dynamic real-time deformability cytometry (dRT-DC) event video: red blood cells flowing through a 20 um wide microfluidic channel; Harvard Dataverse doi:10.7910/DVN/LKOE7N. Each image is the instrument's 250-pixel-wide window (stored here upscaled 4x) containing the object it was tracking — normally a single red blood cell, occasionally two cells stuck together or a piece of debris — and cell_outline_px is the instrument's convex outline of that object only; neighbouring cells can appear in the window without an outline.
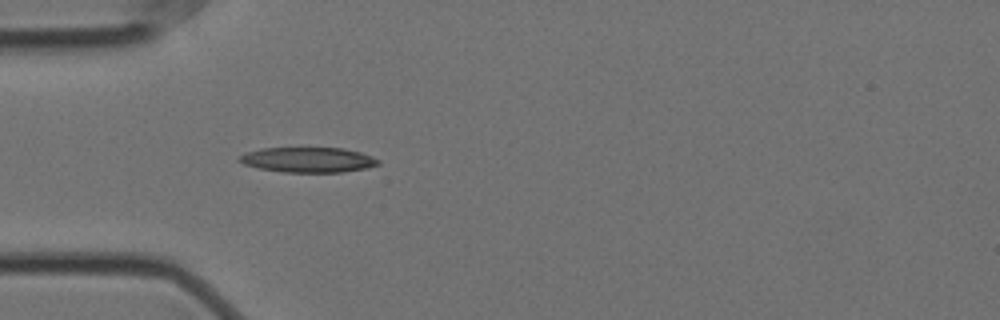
{"species": "Egyptian fruit bat (a non-hibernating species)", "species_latin": "Rousettus aegyptiacus", "temperature_condition": "cold", "stored_images_in_passage": 41, "camera_frame_rate_fps": 3000, "um_per_image_px": 0.085, "animal": {"sex": "female"}, "frame": {"image": 1, "passage_image": 1, "time_ms": 0.0, "image_size_px": [1000, 320], "cell_outline_px": [[380, 164], [368, 168], [344, 172], [284, 172], [260, 168], [244, 164], [236, 160], [236, 156], [244, 152], [260, 148], [300, 144], [344, 148], [360, 152], [372, 156], [380, 160]], "centroid_in_image_um": [26.14, 13.52], "position_along_channel_um": 58.9, "area_um2": 21.79}}
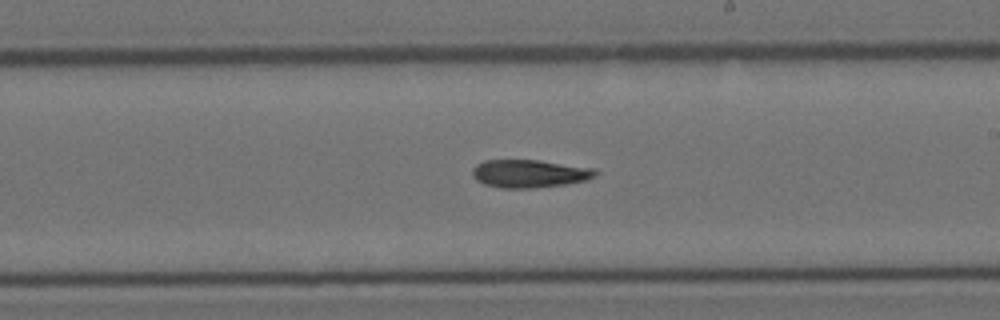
{"frame": {"image": 2, "passage_image": 17, "time_ms": 5.333, "image_size_px": [1000, 320], "cell_outline_px": [[600, 172], [596, 176], [588, 180], [564, 184], [536, 188], [500, 188], [484, 184], [476, 180], [472, 176], [472, 168], [476, 164], [484, 160], [540, 160], [596, 168]], "centroid_in_image_um": [45.03, 14.75], "position_along_channel_um": 244.0, "area_um2": 20.4}}
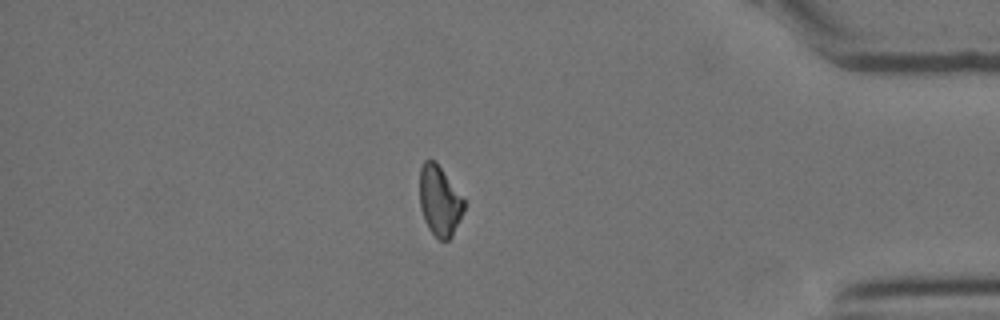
{"frame": {"image": 3, "passage_image": 33, "time_ms": 10.667, "image_size_px": [1000, 320], "cell_outline_px": [[464, 208], [452, 236], [448, 240], [440, 240], [428, 228], [424, 220], [420, 208], [420, 168], [424, 160], [436, 160], [464, 200]], "centroid_in_image_um": [37.34, 17.05], "position_along_channel_um": 397.9, "area_um2": 17.92}}